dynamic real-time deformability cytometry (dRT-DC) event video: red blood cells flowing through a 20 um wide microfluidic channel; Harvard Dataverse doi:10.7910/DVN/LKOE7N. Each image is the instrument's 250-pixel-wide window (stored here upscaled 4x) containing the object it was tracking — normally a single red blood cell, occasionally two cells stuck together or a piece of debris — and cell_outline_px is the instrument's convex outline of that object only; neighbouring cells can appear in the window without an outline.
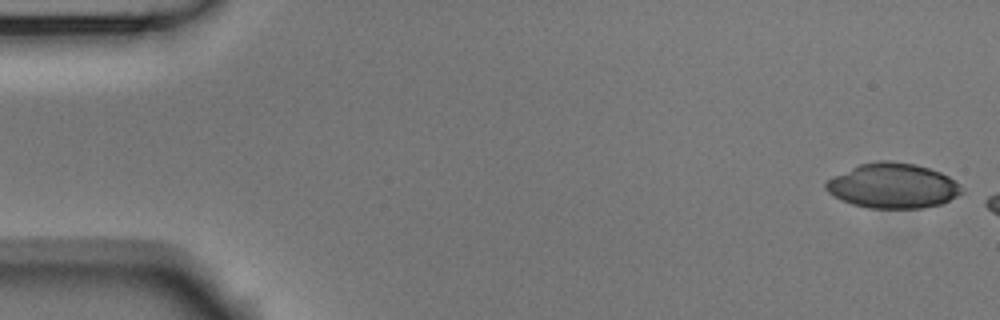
{"species": "Egyptian fruit bat (a non-hibernating species)", "species_latin": "Rousettus aegyptiacus", "temperature_condition": "room temperature", "stored_images_in_passage": 7, "camera_frame_rate_fps": 3000, "um_per_image_px": 0.085, "animal": {"sex": "male"}, "frame": {"image": 1, "passage_image": 1, "time_ms": 0.0, "image_size_px": [1000, 320], "cell_outline_px": [[964, 192], [940, 204], [920, 208], [868, 208], [852, 204], [828, 192], [824, 188], [824, 184], [828, 180], [860, 164], [880, 160], [888, 160], [916, 164], [940, 172], [948, 176], [960, 184]], "centroid_in_image_um": [75.92, 15.79], "position_along_channel_um": 9.1, "area_um2": 35.2}}
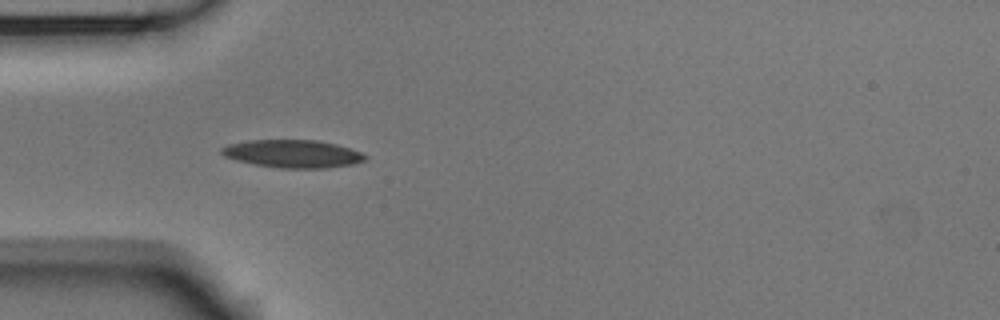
{"frame": {"image": 2, "passage_image": 6, "time_ms": 1.667, "image_size_px": [1000, 320], "cell_outline_px": [[368, 156], [364, 160], [352, 164], [328, 168], [280, 168], [256, 164], [236, 160], [224, 156], [220, 152], [220, 148], [228, 144], [248, 140], [316, 140], [336, 144], [360, 152]], "centroid_in_image_um": [24.85, 13.06], "position_along_channel_um": 60.1, "area_um2": 23.18}}
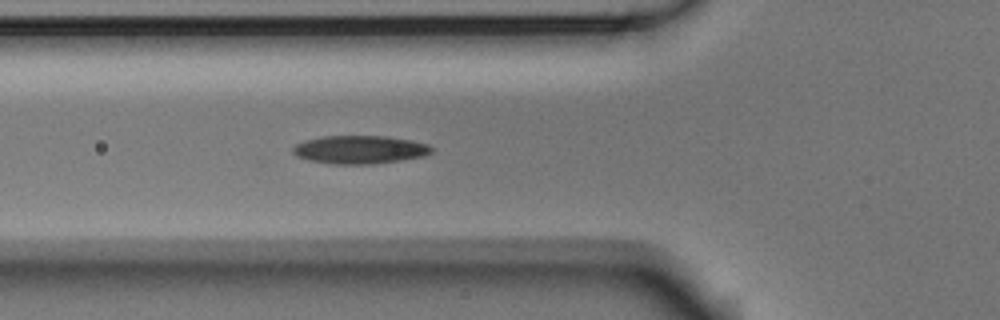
{"frame": {"image": 3, "passage_image": 7, "time_ms": 2.0, "image_size_px": [1000, 320], "cell_outline_px": [[432, 152], [424, 156], [400, 160], [372, 164], [332, 164], [308, 160], [296, 156], [292, 152], [292, 148], [296, 144], [304, 140], [320, 136], [388, 136], [412, 140], [428, 144], [432, 148]], "centroid_in_image_um": [30.56, 12.71], "position_along_channel_um": 95.2, "area_um2": 22.95}}